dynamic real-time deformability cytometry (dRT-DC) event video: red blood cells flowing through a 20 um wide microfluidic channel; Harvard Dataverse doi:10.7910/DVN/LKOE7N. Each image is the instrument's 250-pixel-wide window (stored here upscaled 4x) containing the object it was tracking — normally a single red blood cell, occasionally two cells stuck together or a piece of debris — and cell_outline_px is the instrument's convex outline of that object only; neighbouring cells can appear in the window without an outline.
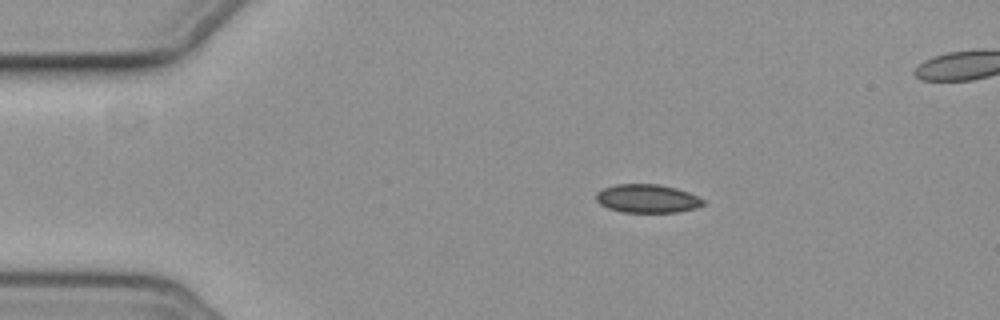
{"species": "common noctule bat (a hibernating species)", "species_latin": "Nyctalus noctula", "temperature_condition": "cold", "stored_images_in_passage": 8, "camera_frame_rate_fps": 3000, "um_per_image_px": 0.085, "animal": {"sex": "female", "body_mass_g": 19.3, "forearm_length_mm": 54.1}, "frame": {"image": 1, "passage_image": 1, "time_ms": 0.0, "image_size_px": [1000, 320], "cell_outline_px": [[704, 204], [696, 208], [680, 212], [620, 212], [608, 208], [600, 204], [596, 200], [596, 192], [604, 188], [616, 184], [660, 184], [676, 188], [688, 192], [704, 200]], "centroid_in_image_um": [55.01, 16.88], "position_along_channel_um": 30.0, "area_um2": 17.8}}